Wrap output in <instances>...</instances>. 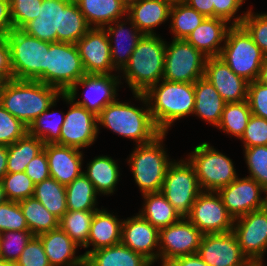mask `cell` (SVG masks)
<instances>
[{"label":"cell","mask_w":267,"mask_h":266,"mask_svg":"<svg viewBox=\"0 0 267 266\" xmlns=\"http://www.w3.org/2000/svg\"><path fill=\"white\" fill-rule=\"evenodd\" d=\"M62 94L39 81L11 79L0 83V103L27 127Z\"/></svg>","instance_id":"1"},{"label":"cell","mask_w":267,"mask_h":266,"mask_svg":"<svg viewBox=\"0 0 267 266\" xmlns=\"http://www.w3.org/2000/svg\"><path fill=\"white\" fill-rule=\"evenodd\" d=\"M134 97L145 104V108L135 107L119 99L108 104L97 116V123L116 134L134 140L137 145L152 142L162 132L156 127L147 99L143 93Z\"/></svg>","instance_id":"2"},{"label":"cell","mask_w":267,"mask_h":266,"mask_svg":"<svg viewBox=\"0 0 267 266\" xmlns=\"http://www.w3.org/2000/svg\"><path fill=\"white\" fill-rule=\"evenodd\" d=\"M145 93L156 127L168 133L174 121L193 114L195 108L194 83L171 82L162 79Z\"/></svg>","instance_id":"3"},{"label":"cell","mask_w":267,"mask_h":266,"mask_svg":"<svg viewBox=\"0 0 267 266\" xmlns=\"http://www.w3.org/2000/svg\"><path fill=\"white\" fill-rule=\"evenodd\" d=\"M166 41L159 35H143L126 66L123 79L134 93H145L163 79ZM125 76V77H124Z\"/></svg>","instance_id":"4"},{"label":"cell","mask_w":267,"mask_h":266,"mask_svg":"<svg viewBox=\"0 0 267 266\" xmlns=\"http://www.w3.org/2000/svg\"><path fill=\"white\" fill-rule=\"evenodd\" d=\"M5 39L10 50L13 79L46 84L49 42L30 36L21 29H12Z\"/></svg>","instance_id":"5"},{"label":"cell","mask_w":267,"mask_h":266,"mask_svg":"<svg viewBox=\"0 0 267 266\" xmlns=\"http://www.w3.org/2000/svg\"><path fill=\"white\" fill-rule=\"evenodd\" d=\"M166 133H161L152 142L136 145L129 160L135 183L142 195L161 192L170 161L163 145Z\"/></svg>","instance_id":"6"},{"label":"cell","mask_w":267,"mask_h":266,"mask_svg":"<svg viewBox=\"0 0 267 266\" xmlns=\"http://www.w3.org/2000/svg\"><path fill=\"white\" fill-rule=\"evenodd\" d=\"M221 57L230 69L247 82L257 80L265 55L242 25L228 29Z\"/></svg>","instance_id":"7"},{"label":"cell","mask_w":267,"mask_h":266,"mask_svg":"<svg viewBox=\"0 0 267 266\" xmlns=\"http://www.w3.org/2000/svg\"><path fill=\"white\" fill-rule=\"evenodd\" d=\"M188 156L202 191L217 192L238 177L232 159L210 146L208 142L194 147Z\"/></svg>","instance_id":"8"},{"label":"cell","mask_w":267,"mask_h":266,"mask_svg":"<svg viewBox=\"0 0 267 266\" xmlns=\"http://www.w3.org/2000/svg\"><path fill=\"white\" fill-rule=\"evenodd\" d=\"M201 192L195 169L188 159L174 160L167 169L161 193L181 218L190 214Z\"/></svg>","instance_id":"9"},{"label":"cell","mask_w":267,"mask_h":266,"mask_svg":"<svg viewBox=\"0 0 267 266\" xmlns=\"http://www.w3.org/2000/svg\"><path fill=\"white\" fill-rule=\"evenodd\" d=\"M207 58L184 39H173L170 44L166 42L163 79L194 83L204 77Z\"/></svg>","instance_id":"10"},{"label":"cell","mask_w":267,"mask_h":266,"mask_svg":"<svg viewBox=\"0 0 267 266\" xmlns=\"http://www.w3.org/2000/svg\"><path fill=\"white\" fill-rule=\"evenodd\" d=\"M86 74L76 44L49 43L46 59V85L66 93Z\"/></svg>","instance_id":"11"},{"label":"cell","mask_w":267,"mask_h":266,"mask_svg":"<svg viewBox=\"0 0 267 266\" xmlns=\"http://www.w3.org/2000/svg\"><path fill=\"white\" fill-rule=\"evenodd\" d=\"M232 232L251 264L263 261L267 252V206L235 219Z\"/></svg>","instance_id":"12"},{"label":"cell","mask_w":267,"mask_h":266,"mask_svg":"<svg viewBox=\"0 0 267 266\" xmlns=\"http://www.w3.org/2000/svg\"><path fill=\"white\" fill-rule=\"evenodd\" d=\"M203 234L231 232L234 219L217 192L202 191L186 217Z\"/></svg>","instance_id":"13"},{"label":"cell","mask_w":267,"mask_h":266,"mask_svg":"<svg viewBox=\"0 0 267 266\" xmlns=\"http://www.w3.org/2000/svg\"><path fill=\"white\" fill-rule=\"evenodd\" d=\"M203 233L187 218L159 230V259L166 266L173 259L197 254Z\"/></svg>","instance_id":"14"},{"label":"cell","mask_w":267,"mask_h":266,"mask_svg":"<svg viewBox=\"0 0 267 266\" xmlns=\"http://www.w3.org/2000/svg\"><path fill=\"white\" fill-rule=\"evenodd\" d=\"M60 98L71 106L65 114L61 127L60 145L84 149L94 144L99 133L97 116L83 106L77 105L65 93Z\"/></svg>","instance_id":"15"},{"label":"cell","mask_w":267,"mask_h":266,"mask_svg":"<svg viewBox=\"0 0 267 266\" xmlns=\"http://www.w3.org/2000/svg\"><path fill=\"white\" fill-rule=\"evenodd\" d=\"M114 75L85 74L65 94L73 101H76L77 105L83 106L98 116L108 104L117 100V88L121 83V76ZM80 85H82L83 89L86 88L87 92L83 93L85 97H83L82 101H77V89Z\"/></svg>","instance_id":"16"},{"label":"cell","mask_w":267,"mask_h":266,"mask_svg":"<svg viewBox=\"0 0 267 266\" xmlns=\"http://www.w3.org/2000/svg\"><path fill=\"white\" fill-rule=\"evenodd\" d=\"M261 192L266 194L267 191L255 179L247 176L245 178L237 177L228 186L217 191L223 205L234 220L249 212L266 207V196L262 198Z\"/></svg>","instance_id":"17"},{"label":"cell","mask_w":267,"mask_h":266,"mask_svg":"<svg viewBox=\"0 0 267 266\" xmlns=\"http://www.w3.org/2000/svg\"><path fill=\"white\" fill-rule=\"evenodd\" d=\"M198 256L209 266H249L234 233L203 234Z\"/></svg>","instance_id":"18"},{"label":"cell","mask_w":267,"mask_h":266,"mask_svg":"<svg viewBox=\"0 0 267 266\" xmlns=\"http://www.w3.org/2000/svg\"><path fill=\"white\" fill-rule=\"evenodd\" d=\"M86 74H112L110 42L104 28L91 27L76 43Z\"/></svg>","instance_id":"19"},{"label":"cell","mask_w":267,"mask_h":266,"mask_svg":"<svg viewBox=\"0 0 267 266\" xmlns=\"http://www.w3.org/2000/svg\"><path fill=\"white\" fill-rule=\"evenodd\" d=\"M121 242L132 251L142 254L152 264L157 259L159 261V230L138 213L123 220Z\"/></svg>","instance_id":"20"},{"label":"cell","mask_w":267,"mask_h":266,"mask_svg":"<svg viewBox=\"0 0 267 266\" xmlns=\"http://www.w3.org/2000/svg\"><path fill=\"white\" fill-rule=\"evenodd\" d=\"M204 78L218 91L226 103L247 100L248 83L236 75L221 57H208Z\"/></svg>","instance_id":"21"},{"label":"cell","mask_w":267,"mask_h":266,"mask_svg":"<svg viewBox=\"0 0 267 266\" xmlns=\"http://www.w3.org/2000/svg\"><path fill=\"white\" fill-rule=\"evenodd\" d=\"M50 177L60 184L67 185L83 173V152L81 149L59 144H46Z\"/></svg>","instance_id":"22"},{"label":"cell","mask_w":267,"mask_h":266,"mask_svg":"<svg viewBox=\"0 0 267 266\" xmlns=\"http://www.w3.org/2000/svg\"><path fill=\"white\" fill-rule=\"evenodd\" d=\"M71 0H42L39 16L21 30L49 43L61 42L62 9Z\"/></svg>","instance_id":"23"},{"label":"cell","mask_w":267,"mask_h":266,"mask_svg":"<svg viewBox=\"0 0 267 266\" xmlns=\"http://www.w3.org/2000/svg\"><path fill=\"white\" fill-rule=\"evenodd\" d=\"M124 19L123 22L117 20L104 27L109 37L112 64L119 72L126 66L137 43L144 35L131 20L127 17ZM127 22L131 25L129 29L126 27Z\"/></svg>","instance_id":"24"},{"label":"cell","mask_w":267,"mask_h":266,"mask_svg":"<svg viewBox=\"0 0 267 266\" xmlns=\"http://www.w3.org/2000/svg\"><path fill=\"white\" fill-rule=\"evenodd\" d=\"M51 266H85L84 255L75 256L79 246L60 228L37 235Z\"/></svg>","instance_id":"25"},{"label":"cell","mask_w":267,"mask_h":266,"mask_svg":"<svg viewBox=\"0 0 267 266\" xmlns=\"http://www.w3.org/2000/svg\"><path fill=\"white\" fill-rule=\"evenodd\" d=\"M173 0H138L127 8V18L144 35H156L154 28L170 17Z\"/></svg>","instance_id":"26"},{"label":"cell","mask_w":267,"mask_h":266,"mask_svg":"<svg viewBox=\"0 0 267 266\" xmlns=\"http://www.w3.org/2000/svg\"><path fill=\"white\" fill-rule=\"evenodd\" d=\"M228 22L221 18L206 17L204 21L186 38L197 50L206 57H218L221 54L228 29Z\"/></svg>","instance_id":"27"},{"label":"cell","mask_w":267,"mask_h":266,"mask_svg":"<svg viewBox=\"0 0 267 266\" xmlns=\"http://www.w3.org/2000/svg\"><path fill=\"white\" fill-rule=\"evenodd\" d=\"M122 220L105 209L95 212L90 228L88 243L85 248L92 245V250H87L83 255L86 257L91 251L109 247L121 243Z\"/></svg>","instance_id":"28"},{"label":"cell","mask_w":267,"mask_h":266,"mask_svg":"<svg viewBox=\"0 0 267 266\" xmlns=\"http://www.w3.org/2000/svg\"><path fill=\"white\" fill-rule=\"evenodd\" d=\"M195 114L199 118L217 127L221 121L226 102L218 91L204 77L194 82Z\"/></svg>","instance_id":"29"},{"label":"cell","mask_w":267,"mask_h":266,"mask_svg":"<svg viewBox=\"0 0 267 266\" xmlns=\"http://www.w3.org/2000/svg\"><path fill=\"white\" fill-rule=\"evenodd\" d=\"M142 254L132 251L122 242L91 251L85 257V266H151Z\"/></svg>","instance_id":"30"},{"label":"cell","mask_w":267,"mask_h":266,"mask_svg":"<svg viewBox=\"0 0 267 266\" xmlns=\"http://www.w3.org/2000/svg\"><path fill=\"white\" fill-rule=\"evenodd\" d=\"M90 27L104 28L127 16V8L119 0H74Z\"/></svg>","instance_id":"31"},{"label":"cell","mask_w":267,"mask_h":266,"mask_svg":"<svg viewBox=\"0 0 267 266\" xmlns=\"http://www.w3.org/2000/svg\"><path fill=\"white\" fill-rule=\"evenodd\" d=\"M119 168L116 160L102 155L93 158L83 173L92 182L98 195H112L119 181Z\"/></svg>","instance_id":"32"},{"label":"cell","mask_w":267,"mask_h":266,"mask_svg":"<svg viewBox=\"0 0 267 266\" xmlns=\"http://www.w3.org/2000/svg\"><path fill=\"white\" fill-rule=\"evenodd\" d=\"M144 205L139 215L158 230L178 222L181 217L161 192L142 195Z\"/></svg>","instance_id":"33"},{"label":"cell","mask_w":267,"mask_h":266,"mask_svg":"<svg viewBox=\"0 0 267 266\" xmlns=\"http://www.w3.org/2000/svg\"><path fill=\"white\" fill-rule=\"evenodd\" d=\"M44 142L28 133L7 146V173L25 172L28 163L44 150Z\"/></svg>","instance_id":"34"},{"label":"cell","mask_w":267,"mask_h":266,"mask_svg":"<svg viewBox=\"0 0 267 266\" xmlns=\"http://www.w3.org/2000/svg\"><path fill=\"white\" fill-rule=\"evenodd\" d=\"M68 211H97V192L92 182L82 173L65 186Z\"/></svg>","instance_id":"35"},{"label":"cell","mask_w":267,"mask_h":266,"mask_svg":"<svg viewBox=\"0 0 267 266\" xmlns=\"http://www.w3.org/2000/svg\"><path fill=\"white\" fill-rule=\"evenodd\" d=\"M33 196L58 219L68 211L65 185L54 178L35 184Z\"/></svg>","instance_id":"36"},{"label":"cell","mask_w":267,"mask_h":266,"mask_svg":"<svg viewBox=\"0 0 267 266\" xmlns=\"http://www.w3.org/2000/svg\"><path fill=\"white\" fill-rule=\"evenodd\" d=\"M29 231L37 236L59 227V219L50 213L34 196L19 201Z\"/></svg>","instance_id":"37"},{"label":"cell","mask_w":267,"mask_h":266,"mask_svg":"<svg viewBox=\"0 0 267 266\" xmlns=\"http://www.w3.org/2000/svg\"><path fill=\"white\" fill-rule=\"evenodd\" d=\"M173 39H184L190 35L206 18L185 2L174 1L170 11Z\"/></svg>","instance_id":"38"},{"label":"cell","mask_w":267,"mask_h":266,"mask_svg":"<svg viewBox=\"0 0 267 266\" xmlns=\"http://www.w3.org/2000/svg\"><path fill=\"white\" fill-rule=\"evenodd\" d=\"M96 211H67L59 219V227L79 247H86L90 234L91 222Z\"/></svg>","instance_id":"39"},{"label":"cell","mask_w":267,"mask_h":266,"mask_svg":"<svg viewBox=\"0 0 267 266\" xmlns=\"http://www.w3.org/2000/svg\"><path fill=\"white\" fill-rule=\"evenodd\" d=\"M252 112L247 100L242 102L226 103L222 112V117L217 128L241 139Z\"/></svg>","instance_id":"40"},{"label":"cell","mask_w":267,"mask_h":266,"mask_svg":"<svg viewBox=\"0 0 267 266\" xmlns=\"http://www.w3.org/2000/svg\"><path fill=\"white\" fill-rule=\"evenodd\" d=\"M56 102L57 100L28 126V134L41 139L45 145H60V131L64 123L65 114L62 113V116L58 115L54 119L57 112H49L50 108L52 109L57 104Z\"/></svg>","instance_id":"41"},{"label":"cell","mask_w":267,"mask_h":266,"mask_svg":"<svg viewBox=\"0 0 267 266\" xmlns=\"http://www.w3.org/2000/svg\"><path fill=\"white\" fill-rule=\"evenodd\" d=\"M90 28L77 3L71 0L62 9L61 42L75 44Z\"/></svg>","instance_id":"42"},{"label":"cell","mask_w":267,"mask_h":266,"mask_svg":"<svg viewBox=\"0 0 267 266\" xmlns=\"http://www.w3.org/2000/svg\"><path fill=\"white\" fill-rule=\"evenodd\" d=\"M34 235L30 231H4L0 234V258L15 264Z\"/></svg>","instance_id":"43"},{"label":"cell","mask_w":267,"mask_h":266,"mask_svg":"<svg viewBox=\"0 0 267 266\" xmlns=\"http://www.w3.org/2000/svg\"><path fill=\"white\" fill-rule=\"evenodd\" d=\"M1 182L9 201L19 202L34 195L35 184L25 172L6 173Z\"/></svg>","instance_id":"44"},{"label":"cell","mask_w":267,"mask_h":266,"mask_svg":"<svg viewBox=\"0 0 267 266\" xmlns=\"http://www.w3.org/2000/svg\"><path fill=\"white\" fill-rule=\"evenodd\" d=\"M245 160L250 175L267 191V145L244 148Z\"/></svg>","instance_id":"45"},{"label":"cell","mask_w":267,"mask_h":266,"mask_svg":"<svg viewBox=\"0 0 267 266\" xmlns=\"http://www.w3.org/2000/svg\"><path fill=\"white\" fill-rule=\"evenodd\" d=\"M4 231H29L19 202L6 200L0 204V234Z\"/></svg>","instance_id":"46"},{"label":"cell","mask_w":267,"mask_h":266,"mask_svg":"<svg viewBox=\"0 0 267 266\" xmlns=\"http://www.w3.org/2000/svg\"><path fill=\"white\" fill-rule=\"evenodd\" d=\"M28 133V127L0 103V145H11Z\"/></svg>","instance_id":"47"},{"label":"cell","mask_w":267,"mask_h":266,"mask_svg":"<svg viewBox=\"0 0 267 266\" xmlns=\"http://www.w3.org/2000/svg\"><path fill=\"white\" fill-rule=\"evenodd\" d=\"M42 0H10L11 18L14 29H22L39 16Z\"/></svg>","instance_id":"48"},{"label":"cell","mask_w":267,"mask_h":266,"mask_svg":"<svg viewBox=\"0 0 267 266\" xmlns=\"http://www.w3.org/2000/svg\"><path fill=\"white\" fill-rule=\"evenodd\" d=\"M251 35L253 41L267 55V13L254 14L251 9L246 12L241 24Z\"/></svg>","instance_id":"49"},{"label":"cell","mask_w":267,"mask_h":266,"mask_svg":"<svg viewBox=\"0 0 267 266\" xmlns=\"http://www.w3.org/2000/svg\"><path fill=\"white\" fill-rule=\"evenodd\" d=\"M240 140L244 148L267 145V119L252 114Z\"/></svg>","instance_id":"50"},{"label":"cell","mask_w":267,"mask_h":266,"mask_svg":"<svg viewBox=\"0 0 267 266\" xmlns=\"http://www.w3.org/2000/svg\"><path fill=\"white\" fill-rule=\"evenodd\" d=\"M15 266H51L42 242L37 236L26 245Z\"/></svg>","instance_id":"51"},{"label":"cell","mask_w":267,"mask_h":266,"mask_svg":"<svg viewBox=\"0 0 267 266\" xmlns=\"http://www.w3.org/2000/svg\"><path fill=\"white\" fill-rule=\"evenodd\" d=\"M247 101L253 115L267 119V85L249 82Z\"/></svg>","instance_id":"52"},{"label":"cell","mask_w":267,"mask_h":266,"mask_svg":"<svg viewBox=\"0 0 267 266\" xmlns=\"http://www.w3.org/2000/svg\"><path fill=\"white\" fill-rule=\"evenodd\" d=\"M244 2V0H211V5L214 6V17L226 20L229 25H241L246 13L237 15L238 17L235 14Z\"/></svg>","instance_id":"53"},{"label":"cell","mask_w":267,"mask_h":266,"mask_svg":"<svg viewBox=\"0 0 267 266\" xmlns=\"http://www.w3.org/2000/svg\"><path fill=\"white\" fill-rule=\"evenodd\" d=\"M26 175L37 184L50 178L48 160L45 150L35 156L26 166Z\"/></svg>","instance_id":"54"},{"label":"cell","mask_w":267,"mask_h":266,"mask_svg":"<svg viewBox=\"0 0 267 266\" xmlns=\"http://www.w3.org/2000/svg\"><path fill=\"white\" fill-rule=\"evenodd\" d=\"M13 79L10 50L5 38H0V83Z\"/></svg>","instance_id":"55"},{"label":"cell","mask_w":267,"mask_h":266,"mask_svg":"<svg viewBox=\"0 0 267 266\" xmlns=\"http://www.w3.org/2000/svg\"><path fill=\"white\" fill-rule=\"evenodd\" d=\"M12 29L10 0H0V38H5Z\"/></svg>","instance_id":"56"},{"label":"cell","mask_w":267,"mask_h":266,"mask_svg":"<svg viewBox=\"0 0 267 266\" xmlns=\"http://www.w3.org/2000/svg\"><path fill=\"white\" fill-rule=\"evenodd\" d=\"M188 6L195 9L205 17H214V6L211 5V0H182Z\"/></svg>","instance_id":"57"},{"label":"cell","mask_w":267,"mask_h":266,"mask_svg":"<svg viewBox=\"0 0 267 266\" xmlns=\"http://www.w3.org/2000/svg\"><path fill=\"white\" fill-rule=\"evenodd\" d=\"M166 266H209L206 264L198 254L181 256L173 259Z\"/></svg>","instance_id":"58"},{"label":"cell","mask_w":267,"mask_h":266,"mask_svg":"<svg viewBox=\"0 0 267 266\" xmlns=\"http://www.w3.org/2000/svg\"><path fill=\"white\" fill-rule=\"evenodd\" d=\"M8 151L6 145H0V181L7 173Z\"/></svg>","instance_id":"59"},{"label":"cell","mask_w":267,"mask_h":266,"mask_svg":"<svg viewBox=\"0 0 267 266\" xmlns=\"http://www.w3.org/2000/svg\"><path fill=\"white\" fill-rule=\"evenodd\" d=\"M257 82L267 85V55L264 57L263 63L261 64Z\"/></svg>","instance_id":"60"},{"label":"cell","mask_w":267,"mask_h":266,"mask_svg":"<svg viewBox=\"0 0 267 266\" xmlns=\"http://www.w3.org/2000/svg\"><path fill=\"white\" fill-rule=\"evenodd\" d=\"M7 199L5 197V193H4V189H3V185L2 182L0 181V204L5 202Z\"/></svg>","instance_id":"61"},{"label":"cell","mask_w":267,"mask_h":266,"mask_svg":"<svg viewBox=\"0 0 267 266\" xmlns=\"http://www.w3.org/2000/svg\"><path fill=\"white\" fill-rule=\"evenodd\" d=\"M122 4H124L126 6V8H128L130 5H132L133 3L137 2L138 0H119Z\"/></svg>","instance_id":"62"},{"label":"cell","mask_w":267,"mask_h":266,"mask_svg":"<svg viewBox=\"0 0 267 266\" xmlns=\"http://www.w3.org/2000/svg\"><path fill=\"white\" fill-rule=\"evenodd\" d=\"M0 266H15V264L0 258Z\"/></svg>","instance_id":"63"},{"label":"cell","mask_w":267,"mask_h":266,"mask_svg":"<svg viewBox=\"0 0 267 266\" xmlns=\"http://www.w3.org/2000/svg\"><path fill=\"white\" fill-rule=\"evenodd\" d=\"M257 264H258L259 266H264V264H263L262 261H259Z\"/></svg>","instance_id":"64"},{"label":"cell","mask_w":267,"mask_h":266,"mask_svg":"<svg viewBox=\"0 0 267 266\" xmlns=\"http://www.w3.org/2000/svg\"><path fill=\"white\" fill-rule=\"evenodd\" d=\"M249 266H259L258 264H250Z\"/></svg>","instance_id":"65"}]
</instances>
